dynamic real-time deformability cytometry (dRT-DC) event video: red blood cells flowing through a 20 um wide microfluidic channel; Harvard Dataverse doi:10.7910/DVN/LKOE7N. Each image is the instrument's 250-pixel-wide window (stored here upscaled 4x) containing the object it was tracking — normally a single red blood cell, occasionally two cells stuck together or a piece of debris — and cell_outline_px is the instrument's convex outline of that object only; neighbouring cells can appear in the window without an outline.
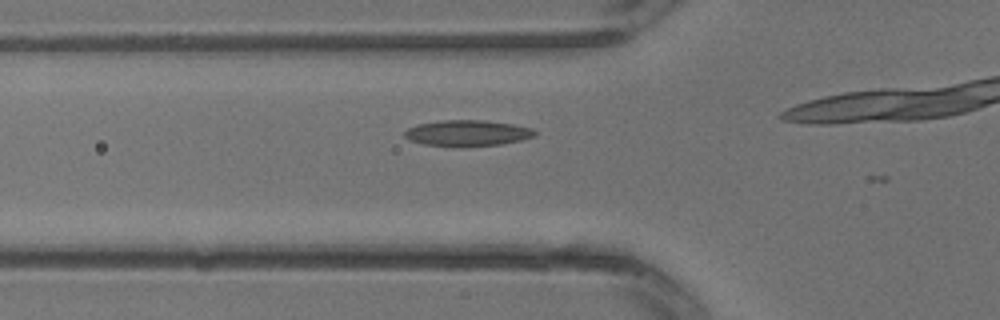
{"species": "common noctule bat (a hibernating species)", "species_latin": "Nyctalus noctula", "temperature_condition": "warm", "stored_images_in_passage": 11, "camera_frame_rate_fps": 3000, "um_per_image_px": 0.085, "animal": {"sex": "male", "body_mass_g": 13.3}, "frame": {"image": 1, "passage_image": 8, "time_ms": 2.333, "image_size_px": [1000, 320], "cell_outline_px": [[536, 136], [520, 140], [500, 144], [464, 148], [452, 148], [424, 144], [408, 140], [404, 136], [404, 132], [408, 128], [416, 124], [440, 120], [484, 120], [512, 124], [532, 128], [536, 132]], "centroid_in_image_um": [39.68, 11.33], "position_along_channel_um": 86.1, "area_um2": 20.23}}
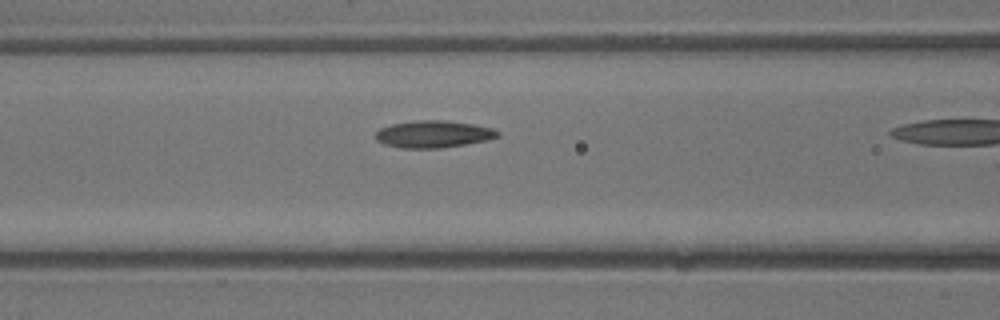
{"frame": {"image": 2, "passage_image": 10, "time_ms": 3.0, "image_size_px": [1000, 320], "cell_outline_px": [[500, 136], [488, 140], [440, 148], [400, 148], [384, 144], [376, 140], [376, 132], [380, 128], [392, 124], [416, 120], [444, 120], [472, 124], [492, 128], [500, 132]], "centroid_in_image_um": [36.84, 11.4], "position_along_channel_um": 129.8, "area_um2": 19.25}}